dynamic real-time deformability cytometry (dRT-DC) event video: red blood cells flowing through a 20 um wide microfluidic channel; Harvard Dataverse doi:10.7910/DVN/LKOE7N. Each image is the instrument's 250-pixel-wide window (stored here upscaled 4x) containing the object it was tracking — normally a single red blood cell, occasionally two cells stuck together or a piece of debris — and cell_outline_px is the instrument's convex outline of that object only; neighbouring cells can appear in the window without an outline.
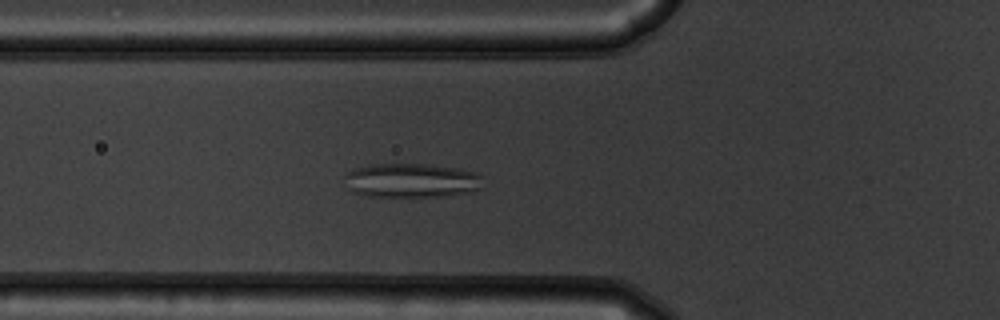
{"species": "common noctule bat (a hibernating species)", "species_latin": "Nyctalus noctula", "temperature_condition": "warm", "stored_images_in_passage": 53, "camera_frame_rate_fps": 3000, "um_per_image_px": 0.085, "animal": {"sex": "male", "body_mass_g": 19.5, "forearm_length_mm": 54.6}, "frame": {"image": 1, "passage_image": 19, "time_ms": 6.0, "image_size_px": [1000, 320], "cell_outline_px": [[480, 188], [472, 192], [444, 196], [368, 196], [352, 192], [348, 188], [344, 176], [348, 172], [356, 168], [368, 164], [432, 164], [460, 168], [472, 172], [480, 176]], "centroid_in_image_um": [34.94, 15.33], "position_along_channel_um": 90.9, "area_um2": 27.57}}
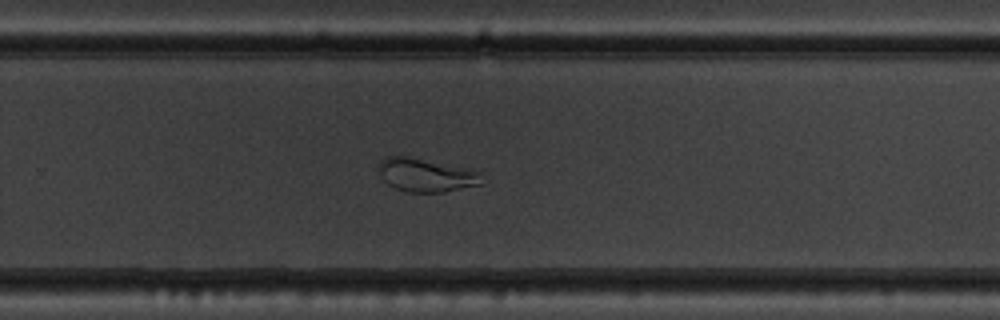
{"frame": {"image": 2, "passage_image": 35, "time_ms": 11.333, "image_size_px": [1000, 320], "cell_outline_px": [[484, 184], [444, 192], [408, 192], [396, 188], [388, 184], [384, 180], [376, 168], [380, 160], [388, 156], [408, 156], [464, 168], [480, 172]], "centroid_in_image_um": [36.19, 14.89], "position_along_channel_um": 293.6, "area_um2": 20.06}}
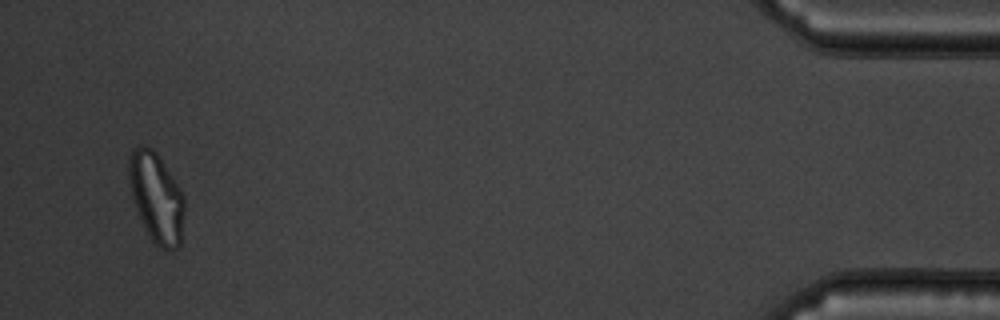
{"frame": {"image": 3, "passage_image": 51, "time_ms": 16.667, "image_size_px": [1000, 320], "cell_outline_px": [[184, 212], [180, 244], [176, 248], [168, 252], [160, 248], [152, 240], [144, 228], [136, 208], [132, 196], [128, 176], [128, 156], [132, 148], [152, 148], [156, 152], [180, 188], [184, 196]], "centroid_in_image_um": [13.29, 16.82], "position_along_channel_um": 421.9, "area_um2": 28.9}, "authors_computed_cell_mechanics": {"area_um2": 27.5706, "velocity_mm_per_s": 3.8072, "shape_relaxation_time_tau1_ms": null, "shape_relaxation_time_tau2_ms": 0.8759, "deformation_change_tau1": null, "deformation_change_tau2": 0.0814}}